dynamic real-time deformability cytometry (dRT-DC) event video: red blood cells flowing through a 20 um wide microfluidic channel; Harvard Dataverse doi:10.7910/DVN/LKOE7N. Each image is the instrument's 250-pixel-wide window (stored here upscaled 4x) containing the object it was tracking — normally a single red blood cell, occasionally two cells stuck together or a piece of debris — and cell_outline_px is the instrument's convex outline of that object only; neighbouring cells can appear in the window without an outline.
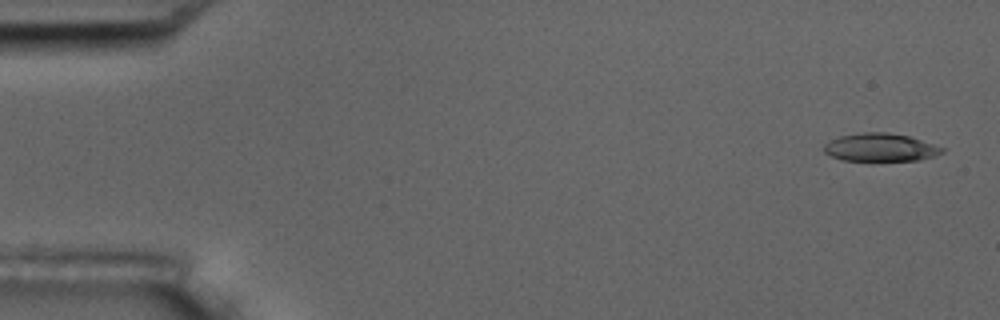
{"species": "common noctule bat (a hibernating species)", "species_latin": "Nyctalus noctula", "temperature_condition": "room temperature", "stored_images_in_passage": 6, "camera_frame_rate_fps": 3000, "um_per_image_px": 0.085, "animal": {"sex": "male", "body_mass_g": 17.5, "forearm_length_mm": 52.3}, "frame": {"image": 1, "passage_image": 1, "time_ms": 0.0, "image_size_px": [1000, 320], "cell_outline_px": [[944, 152], [936, 156], [916, 160], [840, 160], [824, 152], [824, 144], [828, 140], [840, 136], [864, 132], [888, 132], [908, 136], [944, 148]], "centroid_in_image_um": [74.81, 12.52], "position_along_channel_um": 10.2, "area_um2": 19.13}}
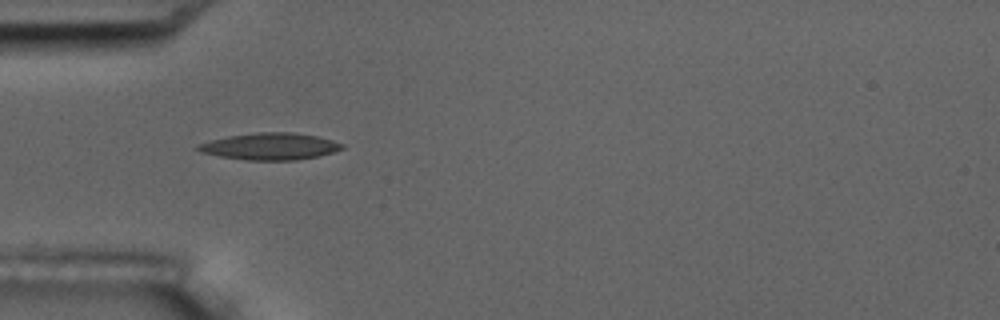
{"frame": {"image": 2, "passage_image": 5, "time_ms": 5.0, "image_size_px": [1000, 320], "cell_outline_px": [[344, 148], [332, 152], [316, 156], [296, 160], [244, 160], [220, 156], [200, 152], [196, 148], [196, 144], [228, 136], [256, 132], [288, 132], [316, 136], [332, 140], [344, 144]], "centroid_in_image_um": [22.92, 12.44], "position_along_channel_um": 62.1, "area_um2": 22.37}}